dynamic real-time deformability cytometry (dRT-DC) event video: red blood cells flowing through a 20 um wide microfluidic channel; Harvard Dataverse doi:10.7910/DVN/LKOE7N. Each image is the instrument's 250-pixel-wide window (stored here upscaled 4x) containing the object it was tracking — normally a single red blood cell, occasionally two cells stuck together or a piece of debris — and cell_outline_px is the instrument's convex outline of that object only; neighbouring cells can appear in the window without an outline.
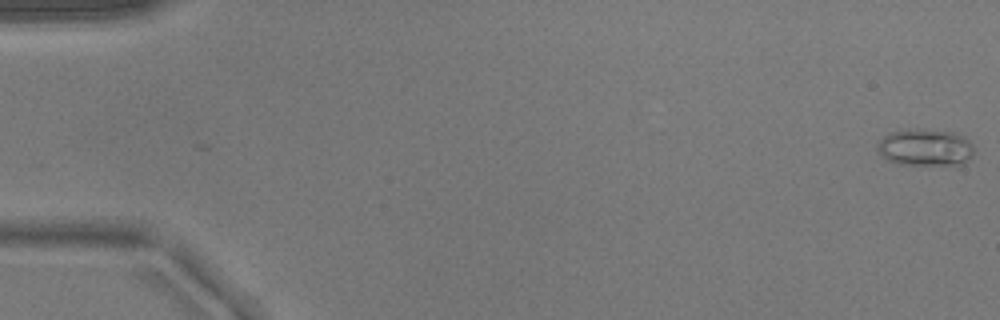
{"species": "common noctule bat (a hibernating species)", "species_latin": "Nyctalus noctula", "temperature_condition": "warm", "stored_images_in_passage": 15, "camera_frame_rate_fps": 3000, "um_per_image_px": 0.085, "animal": {"sex": "male", "body_mass_g": 17.9}, "frame": {"image": 1, "passage_image": 1, "time_ms": 0.0, "image_size_px": [1000, 320], "cell_outline_px": [[972, 156], [964, 164], [900, 164], [888, 160], [876, 148], [876, 144], [888, 132], [908, 128], [920, 128], [956, 132], [964, 136], [972, 144]], "centroid_in_image_um": [78.64, 12.49], "position_along_channel_um": 6.4, "area_um2": 20.98}}